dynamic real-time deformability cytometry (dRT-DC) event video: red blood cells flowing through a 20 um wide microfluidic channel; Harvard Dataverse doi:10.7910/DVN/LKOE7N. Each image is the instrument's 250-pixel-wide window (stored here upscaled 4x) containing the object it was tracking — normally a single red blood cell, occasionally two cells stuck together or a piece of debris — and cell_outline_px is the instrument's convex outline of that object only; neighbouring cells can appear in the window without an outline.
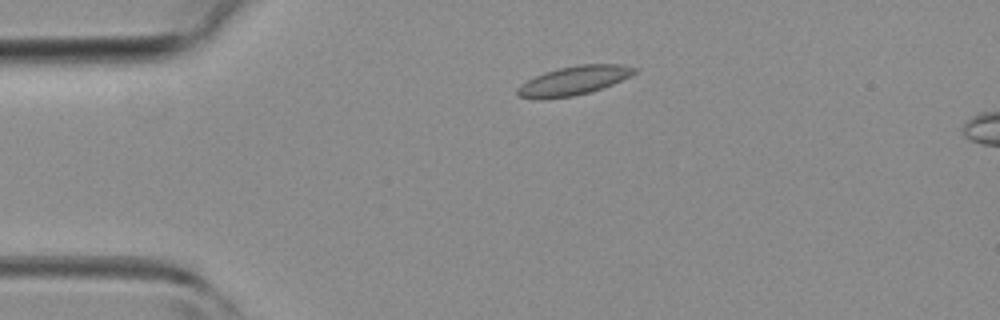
{"species": "common noctule bat (a hibernating species)", "species_latin": "Nyctalus noctula", "temperature_condition": "room temperature", "stored_images_in_passage": 10, "camera_frame_rate_fps": 3000, "um_per_image_px": 0.085, "animal": {"sex": "female", "body_mass_g": 19.3, "forearm_length_mm": 54.1}, "frame": {"image": 1, "passage_image": 7, "time_ms": 2.0, "image_size_px": [1000, 320], "cell_outline_px": [[640, 68], [636, 72], [612, 84], [588, 92], [572, 96], [540, 100], [520, 96], [516, 92], [516, 88], [520, 84], [544, 72], [560, 68], [580, 64], [624, 64]], "centroid_in_image_um": [48.76, 6.84], "position_along_channel_um": 36.2, "area_um2": 19.59}}